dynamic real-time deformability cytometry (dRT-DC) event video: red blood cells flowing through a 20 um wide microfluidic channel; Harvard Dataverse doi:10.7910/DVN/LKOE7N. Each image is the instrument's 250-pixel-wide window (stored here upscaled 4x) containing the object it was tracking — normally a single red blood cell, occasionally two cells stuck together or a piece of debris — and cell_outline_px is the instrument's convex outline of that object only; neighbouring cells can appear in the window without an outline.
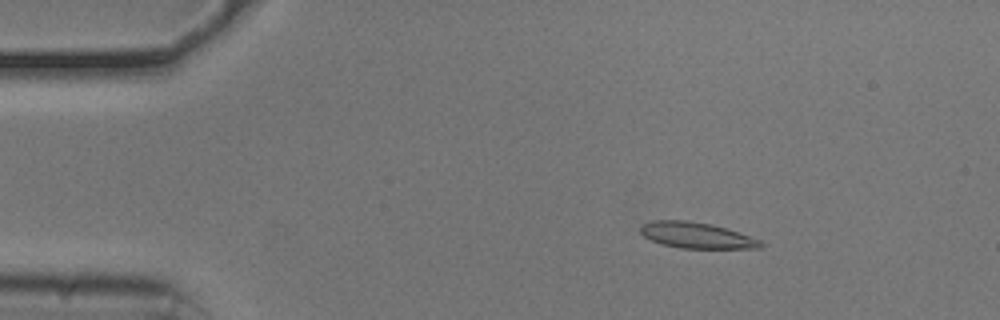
{"species": "common noctule bat (a hibernating species)", "species_latin": "Nyctalus noctula", "temperature_condition": "cold", "stored_images_in_passage": 53, "camera_frame_rate_fps": 3000, "um_per_image_px": 0.085, "animal": {"sex": "male", "body_mass_g": 20.5, "forearm_length_mm": 52.5}, "frame": {"image": 1, "passage_image": 8, "time_ms": 2.333, "image_size_px": [1000, 320], "cell_outline_px": [[764, 248], [680, 248], [664, 244], [652, 240], [644, 236], [640, 232], [640, 224], [652, 220], [684, 220], [712, 224], [728, 228], [760, 240], [764, 244]], "centroid_in_image_um": [59.21, 19.99], "position_along_channel_um": 25.8, "area_um2": 18.21}}
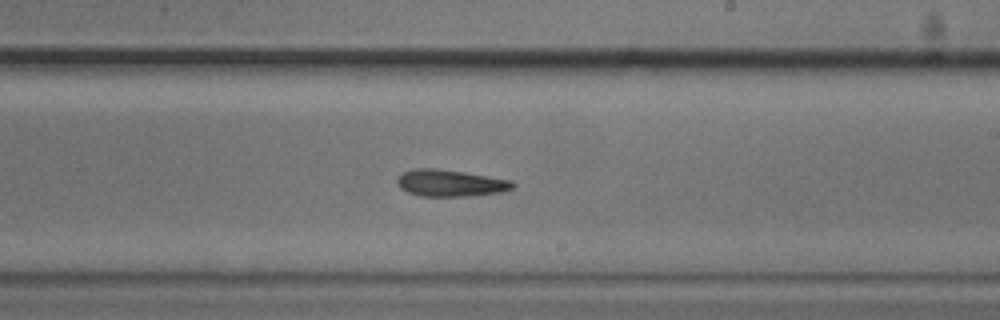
{"frame": {"image": 2, "passage_image": 31, "time_ms": 10.0, "image_size_px": [1000, 320], "cell_outline_px": [[516, 184], [512, 188], [500, 192], [464, 196], [420, 196], [408, 192], [400, 188], [396, 180], [400, 172], [412, 168], [436, 168], [464, 172], [512, 180]], "centroid_in_image_um": [38.22, 15.54], "position_along_channel_um": 250.8, "area_um2": 18.09}}
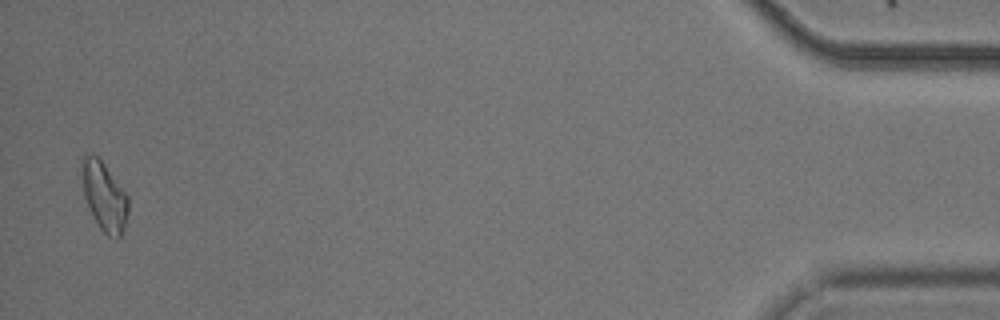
{"frame": {"image": 3, "passage_image": 52, "time_ms": 17.0, "image_size_px": [1000, 320], "cell_outline_px": [[128, 212], [120, 240], [116, 240], [108, 236], [100, 228], [84, 196], [80, 160], [80, 156], [84, 152], [96, 156], [104, 164], [128, 196]], "centroid_in_image_um": [8.85, 16.67], "position_along_channel_um": 426.4, "area_um2": 18.55}}